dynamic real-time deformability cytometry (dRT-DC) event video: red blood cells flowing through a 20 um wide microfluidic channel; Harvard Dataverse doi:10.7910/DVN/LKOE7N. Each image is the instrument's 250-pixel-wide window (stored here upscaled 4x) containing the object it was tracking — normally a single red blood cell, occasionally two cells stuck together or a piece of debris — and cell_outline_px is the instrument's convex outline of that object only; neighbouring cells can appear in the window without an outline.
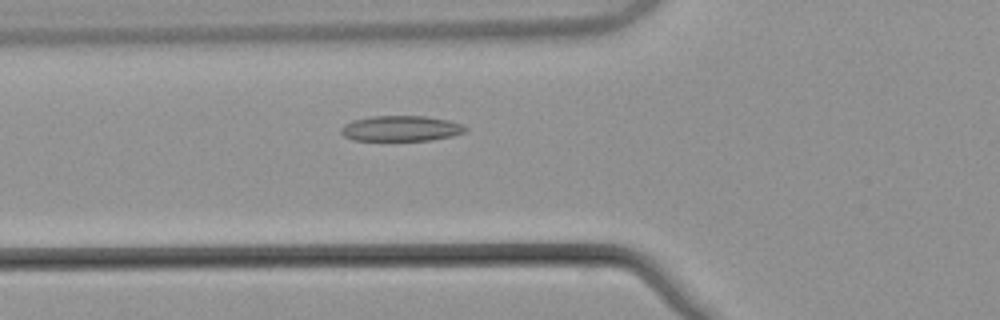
{"species": "common noctule bat (a hibernating species)", "species_latin": "Nyctalus noctula", "temperature_condition": "warm", "stored_images_in_passage": 40, "camera_frame_rate_fps": 3000, "um_per_image_px": 0.085, "animal": {"sex": "male", "body_mass_g": 21.5, "forearm_length_mm": 52.0}, "frame": {"image": 1, "passage_image": 6, "time_ms": 1.667, "image_size_px": [1000, 320], "cell_outline_px": [[468, 132], [452, 136], [432, 140], [352, 140], [344, 136], [340, 132], [340, 128], [344, 124], [352, 120], [372, 116], [424, 116], [448, 120], [464, 124], [468, 128]], "centroid_in_image_um": [34.11, 10.92], "position_along_channel_um": 91.7, "area_um2": 18.67}}
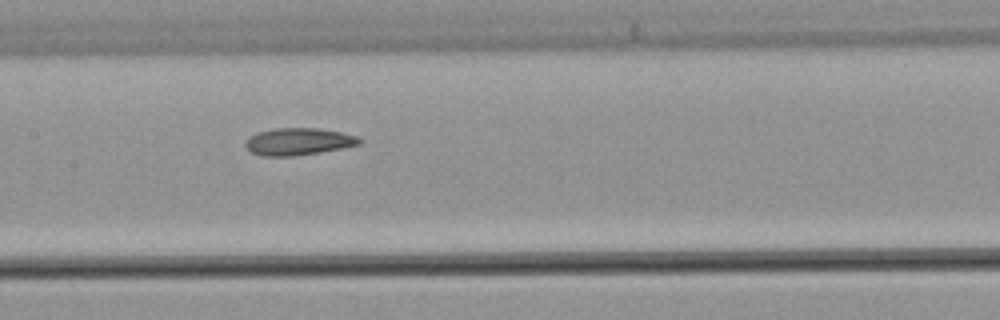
{"frame": {"image": 2, "passage_image": 13, "time_ms": 4.0, "image_size_px": [1000, 320], "cell_outline_px": [[364, 140], [360, 144], [320, 152], [296, 156], [260, 156], [252, 152], [244, 144], [256, 132], [276, 128], [316, 128], [340, 132], [356, 136]], "centroid_in_image_um": [25.37, 12.03], "position_along_channel_um": 182.0, "area_um2": 17.86}}
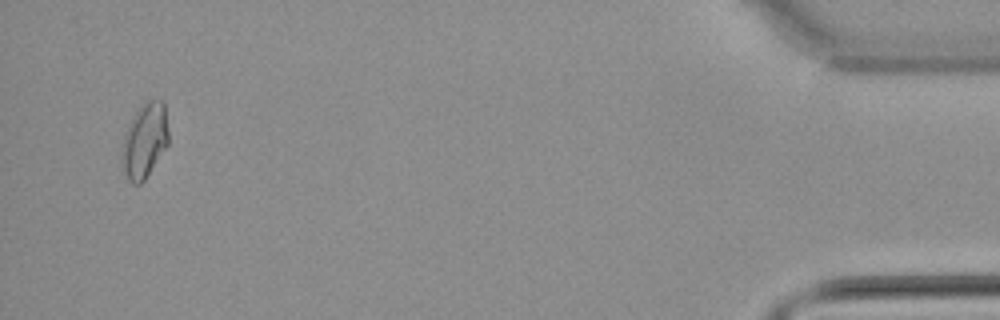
{"frame": {"image": 3, "passage_image": 38, "time_ms": 12.333, "image_size_px": [1000, 320], "cell_outline_px": [[168, 144], [144, 180], [140, 184], [132, 184], [128, 180], [124, 172], [120, 160], [120, 156], [124, 136], [140, 104], [144, 100], [164, 100], [168, 128]], "centroid_in_image_um": [12.29, 11.95], "position_along_channel_um": 422.9, "area_um2": 20.35}, "authors_computed_cell_mechanics": {"area_um2": 18.0625, "velocity_mm_per_s": 3.856, "shape_relaxation_time_tau1_ms": null, "shape_relaxation_time_tau2_ms": 3.819, "deformation_change_tau1": null, "deformation_change_tau2": 0.1043}}